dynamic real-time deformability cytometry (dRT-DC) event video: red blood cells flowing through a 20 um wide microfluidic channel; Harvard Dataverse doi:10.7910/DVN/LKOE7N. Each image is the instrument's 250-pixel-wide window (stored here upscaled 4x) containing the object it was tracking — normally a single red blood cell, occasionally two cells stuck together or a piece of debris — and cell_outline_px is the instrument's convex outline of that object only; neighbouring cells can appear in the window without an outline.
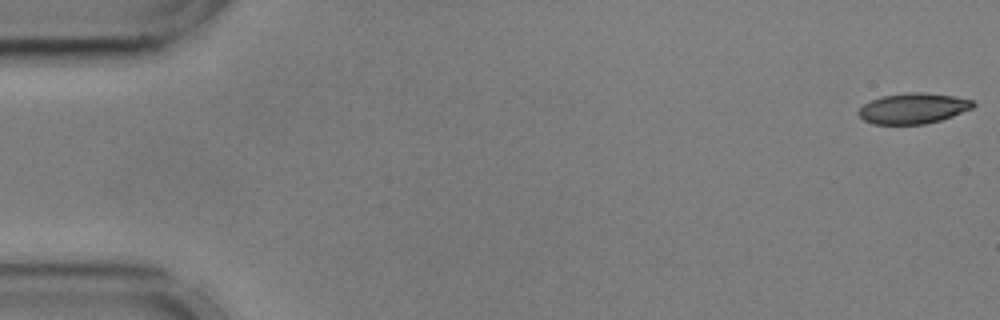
{"species": "common noctule bat (a hibernating species)", "species_latin": "Nyctalus noctula", "temperature_condition": "cold", "stored_images_in_passage": 51, "camera_frame_rate_fps": 3000, "um_per_image_px": 0.085, "animal": {"sex": "male", "body_mass_g": 17.9, "forearm_length_mm": 54.2}, "frame": {"image": 1, "passage_image": 1, "time_ms": 0.0, "image_size_px": [1000, 320], "cell_outline_px": [[976, 104], [972, 108], [952, 116], [940, 120], [924, 124], [872, 124], [864, 120], [856, 112], [864, 104], [880, 96], [904, 92], [924, 92], [952, 96], [972, 100]], "centroid_in_image_um": [77.59, 9.2], "position_along_channel_um": 7.4, "area_um2": 20.4}}
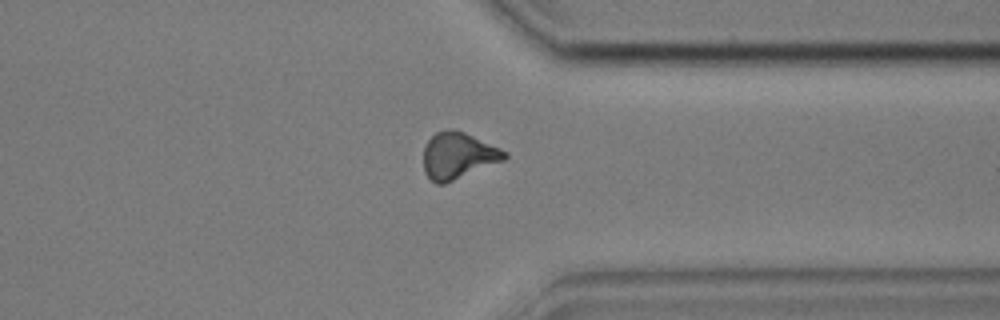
{"frame": {"image": 2, "passage_image": 43, "time_ms": 14.0, "image_size_px": [1000, 320], "cell_outline_px": [[508, 156], [504, 160], [444, 184], [436, 184], [424, 172], [424, 148], [428, 140], [436, 132], [448, 128], [456, 128], [500, 148], [508, 152]], "centroid_in_image_um": [38.93, 13.21], "position_along_channel_um": 372.5, "area_um2": 21.96}}
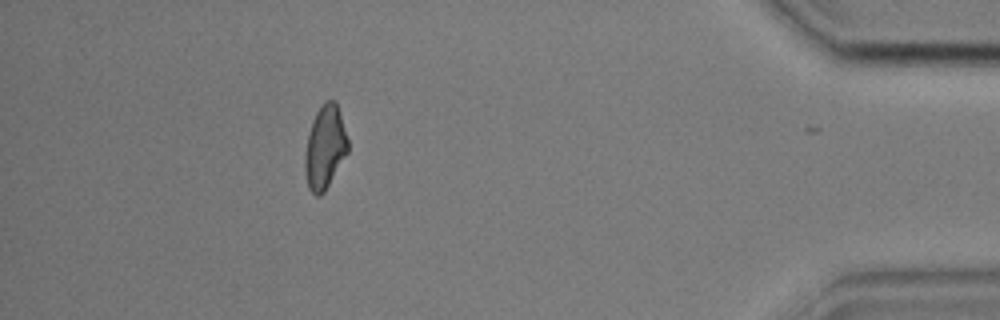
{"frame": {"image": 3, "passage_image": 50, "time_ms": 16.333, "image_size_px": [1000, 320], "cell_outline_px": [[348, 152], [324, 192], [320, 196], [316, 196], [308, 188], [304, 168], [304, 156], [308, 136], [312, 120], [316, 112], [324, 100], [336, 100], [340, 112], [348, 140]], "centroid_in_image_um": [27.61, 12.5], "position_along_channel_um": 407.6, "area_um2": 20.92}, "authors_computed_cell_mechanics": {"area_um2": 21.5594, "velocity_mm_per_s": 3.5911, "shape_relaxation_time_tau1_ms": 4.2168, "shape_relaxation_time_tau2_ms": 5.4167, "deformation_change_tau1": 0.1191, "deformation_change_tau2": 0.1439}}